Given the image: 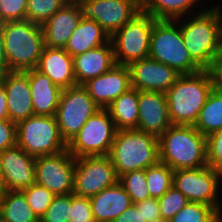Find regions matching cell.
<instances>
[{
	"mask_svg": "<svg viewBox=\"0 0 222 222\" xmlns=\"http://www.w3.org/2000/svg\"><path fill=\"white\" fill-rule=\"evenodd\" d=\"M156 20L140 11L110 37L116 64L128 66L149 56L150 36Z\"/></svg>",
	"mask_w": 222,
	"mask_h": 222,
	"instance_id": "8",
	"label": "cell"
},
{
	"mask_svg": "<svg viewBox=\"0 0 222 222\" xmlns=\"http://www.w3.org/2000/svg\"><path fill=\"white\" fill-rule=\"evenodd\" d=\"M118 182L130 196L133 204L151 198L147 187L145 170L126 172L119 176Z\"/></svg>",
	"mask_w": 222,
	"mask_h": 222,
	"instance_id": "32",
	"label": "cell"
},
{
	"mask_svg": "<svg viewBox=\"0 0 222 222\" xmlns=\"http://www.w3.org/2000/svg\"><path fill=\"white\" fill-rule=\"evenodd\" d=\"M3 192H4V189H3L2 184L0 183V202H1V199H2Z\"/></svg>",
	"mask_w": 222,
	"mask_h": 222,
	"instance_id": "50",
	"label": "cell"
},
{
	"mask_svg": "<svg viewBox=\"0 0 222 222\" xmlns=\"http://www.w3.org/2000/svg\"><path fill=\"white\" fill-rule=\"evenodd\" d=\"M8 72H9V68H8L7 59L5 56L4 41H3V36L1 33V23H0V77Z\"/></svg>",
	"mask_w": 222,
	"mask_h": 222,
	"instance_id": "45",
	"label": "cell"
},
{
	"mask_svg": "<svg viewBox=\"0 0 222 222\" xmlns=\"http://www.w3.org/2000/svg\"><path fill=\"white\" fill-rule=\"evenodd\" d=\"M108 155L75 158L74 191L80 197H92L118 182Z\"/></svg>",
	"mask_w": 222,
	"mask_h": 222,
	"instance_id": "11",
	"label": "cell"
},
{
	"mask_svg": "<svg viewBox=\"0 0 222 222\" xmlns=\"http://www.w3.org/2000/svg\"><path fill=\"white\" fill-rule=\"evenodd\" d=\"M173 174L174 170L161 162L145 169L147 187L152 198H160L173 186Z\"/></svg>",
	"mask_w": 222,
	"mask_h": 222,
	"instance_id": "30",
	"label": "cell"
},
{
	"mask_svg": "<svg viewBox=\"0 0 222 222\" xmlns=\"http://www.w3.org/2000/svg\"><path fill=\"white\" fill-rule=\"evenodd\" d=\"M213 89L210 70L180 75L165 93L172 125H194Z\"/></svg>",
	"mask_w": 222,
	"mask_h": 222,
	"instance_id": "1",
	"label": "cell"
},
{
	"mask_svg": "<svg viewBox=\"0 0 222 222\" xmlns=\"http://www.w3.org/2000/svg\"><path fill=\"white\" fill-rule=\"evenodd\" d=\"M21 192L24 194L27 203L39 219L45 214L56 196L46 187L36 183L31 184L29 187L21 190Z\"/></svg>",
	"mask_w": 222,
	"mask_h": 222,
	"instance_id": "33",
	"label": "cell"
},
{
	"mask_svg": "<svg viewBox=\"0 0 222 222\" xmlns=\"http://www.w3.org/2000/svg\"><path fill=\"white\" fill-rule=\"evenodd\" d=\"M9 119L7 109V97L4 85L0 82V120Z\"/></svg>",
	"mask_w": 222,
	"mask_h": 222,
	"instance_id": "44",
	"label": "cell"
},
{
	"mask_svg": "<svg viewBox=\"0 0 222 222\" xmlns=\"http://www.w3.org/2000/svg\"><path fill=\"white\" fill-rule=\"evenodd\" d=\"M222 175L206 165L196 169H180L174 171L173 186L180 191L189 202H200L214 207L220 214L217 201L219 181Z\"/></svg>",
	"mask_w": 222,
	"mask_h": 222,
	"instance_id": "12",
	"label": "cell"
},
{
	"mask_svg": "<svg viewBox=\"0 0 222 222\" xmlns=\"http://www.w3.org/2000/svg\"><path fill=\"white\" fill-rule=\"evenodd\" d=\"M0 215L5 222H39L21 191L3 192L0 202Z\"/></svg>",
	"mask_w": 222,
	"mask_h": 222,
	"instance_id": "27",
	"label": "cell"
},
{
	"mask_svg": "<svg viewBox=\"0 0 222 222\" xmlns=\"http://www.w3.org/2000/svg\"><path fill=\"white\" fill-rule=\"evenodd\" d=\"M17 145L33 157L67 149L55 116H31L17 125Z\"/></svg>",
	"mask_w": 222,
	"mask_h": 222,
	"instance_id": "7",
	"label": "cell"
},
{
	"mask_svg": "<svg viewBox=\"0 0 222 222\" xmlns=\"http://www.w3.org/2000/svg\"><path fill=\"white\" fill-rule=\"evenodd\" d=\"M158 143L160 162L174 171L207 165L206 136L193 125H171Z\"/></svg>",
	"mask_w": 222,
	"mask_h": 222,
	"instance_id": "2",
	"label": "cell"
},
{
	"mask_svg": "<svg viewBox=\"0 0 222 222\" xmlns=\"http://www.w3.org/2000/svg\"><path fill=\"white\" fill-rule=\"evenodd\" d=\"M138 90L130 88L106 109L114 122L116 130L137 129L138 125Z\"/></svg>",
	"mask_w": 222,
	"mask_h": 222,
	"instance_id": "26",
	"label": "cell"
},
{
	"mask_svg": "<svg viewBox=\"0 0 222 222\" xmlns=\"http://www.w3.org/2000/svg\"><path fill=\"white\" fill-rule=\"evenodd\" d=\"M90 203L95 222H113L133 204L119 182L90 197Z\"/></svg>",
	"mask_w": 222,
	"mask_h": 222,
	"instance_id": "24",
	"label": "cell"
},
{
	"mask_svg": "<svg viewBox=\"0 0 222 222\" xmlns=\"http://www.w3.org/2000/svg\"><path fill=\"white\" fill-rule=\"evenodd\" d=\"M82 0H60L64 6H78Z\"/></svg>",
	"mask_w": 222,
	"mask_h": 222,
	"instance_id": "46",
	"label": "cell"
},
{
	"mask_svg": "<svg viewBox=\"0 0 222 222\" xmlns=\"http://www.w3.org/2000/svg\"><path fill=\"white\" fill-rule=\"evenodd\" d=\"M222 217L214 207L200 203L188 202L169 222H217Z\"/></svg>",
	"mask_w": 222,
	"mask_h": 222,
	"instance_id": "31",
	"label": "cell"
},
{
	"mask_svg": "<svg viewBox=\"0 0 222 222\" xmlns=\"http://www.w3.org/2000/svg\"><path fill=\"white\" fill-rule=\"evenodd\" d=\"M0 82L6 90L9 120L17 125L34 116L28 71L5 73Z\"/></svg>",
	"mask_w": 222,
	"mask_h": 222,
	"instance_id": "19",
	"label": "cell"
},
{
	"mask_svg": "<svg viewBox=\"0 0 222 222\" xmlns=\"http://www.w3.org/2000/svg\"><path fill=\"white\" fill-rule=\"evenodd\" d=\"M28 0H0V23L26 20Z\"/></svg>",
	"mask_w": 222,
	"mask_h": 222,
	"instance_id": "39",
	"label": "cell"
},
{
	"mask_svg": "<svg viewBox=\"0 0 222 222\" xmlns=\"http://www.w3.org/2000/svg\"><path fill=\"white\" fill-rule=\"evenodd\" d=\"M36 69L47 75L55 85L62 89L77 85L73 57L64 48L44 46Z\"/></svg>",
	"mask_w": 222,
	"mask_h": 222,
	"instance_id": "21",
	"label": "cell"
},
{
	"mask_svg": "<svg viewBox=\"0 0 222 222\" xmlns=\"http://www.w3.org/2000/svg\"><path fill=\"white\" fill-rule=\"evenodd\" d=\"M131 87L138 91L166 93L181 75L172 67L150 57L128 65Z\"/></svg>",
	"mask_w": 222,
	"mask_h": 222,
	"instance_id": "15",
	"label": "cell"
},
{
	"mask_svg": "<svg viewBox=\"0 0 222 222\" xmlns=\"http://www.w3.org/2000/svg\"><path fill=\"white\" fill-rule=\"evenodd\" d=\"M17 145V126L9 119L0 120V152Z\"/></svg>",
	"mask_w": 222,
	"mask_h": 222,
	"instance_id": "40",
	"label": "cell"
},
{
	"mask_svg": "<svg viewBox=\"0 0 222 222\" xmlns=\"http://www.w3.org/2000/svg\"><path fill=\"white\" fill-rule=\"evenodd\" d=\"M81 21L78 6H62L43 25L44 46L64 48Z\"/></svg>",
	"mask_w": 222,
	"mask_h": 222,
	"instance_id": "22",
	"label": "cell"
},
{
	"mask_svg": "<svg viewBox=\"0 0 222 222\" xmlns=\"http://www.w3.org/2000/svg\"><path fill=\"white\" fill-rule=\"evenodd\" d=\"M75 157L66 149L53 155L36 157L35 183L46 187L54 195L74 191Z\"/></svg>",
	"mask_w": 222,
	"mask_h": 222,
	"instance_id": "13",
	"label": "cell"
},
{
	"mask_svg": "<svg viewBox=\"0 0 222 222\" xmlns=\"http://www.w3.org/2000/svg\"><path fill=\"white\" fill-rule=\"evenodd\" d=\"M113 222H146L141 212L132 204L122 214H120Z\"/></svg>",
	"mask_w": 222,
	"mask_h": 222,
	"instance_id": "43",
	"label": "cell"
},
{
	"mask_svg": "<svg viewBox=\"0 0 222 222\" xmlns=\"http://www.w3.org/2000/svg\"><path fill=\"white\" fill-rule=\"evenodd\" d=\"M150 222H169V220L164 219V218H159V219H156V220H152Z\"/></svg>",
	"mask_w": 222,
	"mask_h": 222,
	"instance_id": "49",
	"label": "cell"
},
{
	"mask_svg": "<svg viewBox=\"0 0 222 222\" xmlns=\"http://www.w3.org/2000/svg\"><path fill=\"white\" fill-rule=\"evenodd\" d=\"M110 41L107 32L94 20L83 19L68 39L64 50L72 57Z\"/></svg>",
	"mask_w": 222,
	"mask_h": 222,
	"instance_id": "25",
	"label": "cell"
},
{
	"mask_svg": "<svg viewBox=\"0 0 222 222\" xmlns=\"http://www.w3.org/2000/svg\"><path fill=\"white\" fill-rule=\"evenodd\" d=\"M62 6L60 0H28L26 20L43 25Z\"/></svg>",
	"mask_w": 222,
	"mask_h": 222,
	"instance_id": "34",
	"label": "cell"
},
{
	"mask_svg": "<svg viewBox=\"0 0 222 222\" xmlns=\"http://www.w3.org/2000/svg\"><path fill=\"white\" fill-rule=\"evenodd\" d=\"M108 156L118 177L145 170L160 162L158 138L138 129L117 130Z\"/></svg>",
	"mask_w": 222,
	"mask_h": 222,
	"instance_id": "4",
	"label": "cell"
},
{
	"mask_svg": "<svg viewBox=\"0 0 222 222\" xmlns=\"http://www.w3.org/2000/svg\"><path fill=\"white\" fill-rule=\"evenodd\" d=\"M179 26L184 45L192 59L203 70H209L222 50L217 5L194 14L190 21Z\"/></svg>",
	"mask_w": 222,
	"mask_h": 222,
	"instance_id": "5",
	"label": "cell"
},
{
	"mask_svg": "<svg viewBox=\"0 0 222 222\" xmlns=\"http://www.w3.org/2000/svg\"><path fill=\"white\" fill-rule=\"evenodd\" d=\"M116 128L107 109L99 108L67 144L75 157L108 155Z\"/></svg>",
	"mask_w": 222,
	"mask_h": 222,
	"instance_id": "9",
	"label": "cell"
},
{
	"mask_svg": "<svg viewBox=\"0 0 222 222\" xmlns=\"http://www.w3.org/2000/svg\"><path fill=\"white\" fill-rule=\"evenodd\" d=\"M69 222H95L90 198L70 194Z\"/></svg>",
	"mask_w": 222,
	"mask_h": 222,
	"instance_id": "38",
	"label": "cell"
},
{
	"mask_svg": "<svg viewBox=\"0 0 222 222\" xmlns=\"http://www.w3.org/2000/svg\"><path fill=\"white\" fill-rule=\"evenodd\" d=\"M98 109L83 85L62 90L55 118L60 134L67 144Z\"/></svg>",
	"mask_w": 222,
	"mask_h": 222,
	"instance_id": "10",
	"label": "cell"
},
{
	"mask_svg": "<svg viewBox=\"0 0 222 222\" xmlns=\"http://www.w3.org/2000/svg\"><path fill=\"white\" fill-rule=\"evenodd\" d=\"M5 191H21L35 183L36 157L15 145L0 152Z\"/></svg>",
	"mask_w": 222,
	"mask_h": 222,
	"instance_id": "16",
	"label": "cell"
},
{
	"mask_svg": "<svg viewBox=\"0 0 222 222\" xmlns=\"http://www.w3.org/2000/svg\"><path fill=\"white\" fill-rule=\"evenodd\" d=\"M209 70L213 78L214 87L222 91V50L214 59L213 65Z\"/></svg>",
	"mask_w": 222,
	"mask_h": 222,
	"instance_id": "42",
	"label": "cell"
},
{
	"mask_svg": "<svg viewBox=\"0 0 222 222\" xmlns=\"http://www.w3.org/2000/svg\"><path fill=\"white\" fill-rule=\"evenodd\" d=\"M146 222L161 218L158 198H149L134 203Z\"/></svg>",
	"mask_w": 222,
	"mask_h": 222,
	"instance_id": "41",
	"label": "cell"
},
{
	"mask_svg": "<svg viewBox=\"0 0 222 222\" xmlns=\"http://www.w3.org/2000/svg\"><path fill=\"white\" fill-rule=\"evenodd\" d=\"M9 72H26L37 67L44 48L42 25L28 20L1 23Z\"/></svg>",
	"mask_w": 222,
	"mask_h": 222,
	"instance_id": "3",
	"label": "cell"
},
{
	"mask_svg": "<svg viewBox=\"0 0 222 222\" xmlns=\"http://www.w3.org/2000/svg\"><path fill=\"white\" fill-rule=\"evenodd\" d=\"M34 115L55 116L62 88L36 68L28 71Z\"/></svg>",
	"mask_w": 222,
	"mask_h": 222,
	"instance_id": "23",
	"label": "cell"
},
{
	"mask_svg": "<svg viewBox=\"0 0 222 222\" xmlns=\"http://www.w3.org/2000/svg\"><path fill=\"white\" fill-rule=\"evenodd\" d=\"M0 222H5L1 215H0Z\"/></svg>",
	"mask_w": 222,
	"mask_h": 222,
	"instance_id": "51",
	"label": "cell"
},
{
	"mask_svg": "<svg viewBox=\"0 0 222 222\" xmlns=\"http://www.w3.org/2000/svg\"><path fill=\"white\" fill-rule=\"evenodd\" d=\"M116 65L111 40L73 57L74 76L77 85L106 73Z\"/></svg>",
	"mask_w": 222,
	"mask_h": 222,
	"instance_id": "20",
	"label": "cell"
},
{
	"mask_svg": "<svg viewBox=\"0 0 222 222\" xmlns=\"http://www.w3.org/2000/svg\"><path fill=\"white\" fill-rule=\"evenodd\" d=\"M137 129L159 138L171 125L166 94L138 91Z\"/></svg>",
	"mask_w": 222,
	"mask_h": 222,
	"instance_id": "18",
	"label": "cell"
},
{
	"mask_svg": "<svg viewBox=\"0 0 222 222\" xmlns=\"http://www.w3.org/2000/svg\"><path fill=\"white\" fill-rule=\"evenodd\" d=\"M201 134L208 136L222 130V91L214 87L193 125Z\"/></svg>",
	"mask_w": 222,
	"mask_h": 222,
	"instance_id": "28",
	"label": "cell"
},
{
	"mask_svg": "<svg viewBox=\"0 0 222 222\" xmlns=\"http://www.w3.org/2000/svg\"><path fill=\"white\" fill-rule=\"evenodd\" d=\"M207 165L222 175V130L206 137Z\"/></svg>",
	"mask_w": 222,
	"mask_h": 222,
	"instance_id": "37",
	"label": "cell"
},
{
	"mask_svg": "<svg viewBox=\"0 0 222 222\" xmlns=\"http://www.w3.org/2000/svg\"><path fill=\"white\" fill-rule=\"evenodd\" d=\"M140 11L158 20H177L199 0H139Z\"/></svg>",
	"mask_w": 222,
	"mask_h": 222,
	"instance_id": "29",
	"label": "cell"
},
{
	"mask_svg": "<svg viewBox=\"0 0 222 222\" xmlns=\"http://www.w3.org/2000/svg\"><path fill=\"white\" fill-rule=\"evenodd\" d=\"M78 9L81 18L96 21L111 37L140 12V1L82 0Z\"/></svg>",
	"mask_w": 222,
	"mask_h": 222,
	"instance_id": "14",
	"label": "cell"
},
{
	"mask_svg": "<svg viewBox=\"0 0 222 222\" xmlns=\"http://www.w3.org/2000/svg\"><path fill=\"white\" fill-rule=\"evenodd\" d=\"M70 194L57 195L39 222H69Z\"/></svg>",
	"mask_w": 222,
	"mask_h": 222,
	"instance_id": "36",
	"label": "cell"
},
{
	"mask_svg": "<svg viewBox=\"0 0 222 222\" xmlns=\"http://www.w3.org/2000/svg\"><path fill=\"white\" fill-rule=\"evenodd\" d=\"M189 200L172 186L160 198L158 203L160 207L161 218L170 220L177 212L188 204Z\"/></svg>",
	"mask_w": 222,
	"mask_h": 222,
	"instance_id": "35",
	"label": "cell"
},
{
	"mask_svg": "<svg viewBox=\"0 0 222 222\" xmlns=\"http://www.w3.org/2000/svg\"><path fill=\"white\" fill-rule=\"evenodd\" d=\"M175 20H156L150 36V58L168 65L179 74H194L203 69L192 59L184 45Z\"/></svg>",
	"mask_w": 222,
	"mask_h": 222,
	"instance_id": "6",
	"label": "cell"
},
{
	"mask_svg": "<svg viewBox=\"0 0 222 222\" xmlns=\"http://www.w3.org/2000/svg\"><path fill=\"white\" fill-rule=\"evenodd\" d=\"M2 179H3V169H2V162H1V157H0V183L2 184Z\"/></svg>",
	"mask_w": 222,
	"mask_h": 222,
	"instance_id": "48",
	"label": "cell"
},
{
	"mask_svg": "<svg viewBox=\"0 0 222 222\" xmlns=\"http://www.w3.org/2000/svg\"><path fill=\"white\" fill-rule=\"evenodd\" d=\"M217 6V12H218V17H219V21H220V33H221V46H222V11H221V7Z\"/></svg>",
	"mask_w": 222,
	"mask_h": 222,
	"instance_id": "47",
	"label": "cell"
},
{
	"mask_svg": "<svg viewBox=\"0 0 222 222\" xmlns=\"http://www.w3.org/2000/svg\"><path fill=\"white\" fill-rule=\"evenodd\" d=\"M82 85L101 109H106L115 99L132 88L129 68L120 64Z\"/></svg>",
	"mask_w": 222,
	"mask_h": 222,
	"instance_id": "17",
	"label": "cell"
}]
</instances>
